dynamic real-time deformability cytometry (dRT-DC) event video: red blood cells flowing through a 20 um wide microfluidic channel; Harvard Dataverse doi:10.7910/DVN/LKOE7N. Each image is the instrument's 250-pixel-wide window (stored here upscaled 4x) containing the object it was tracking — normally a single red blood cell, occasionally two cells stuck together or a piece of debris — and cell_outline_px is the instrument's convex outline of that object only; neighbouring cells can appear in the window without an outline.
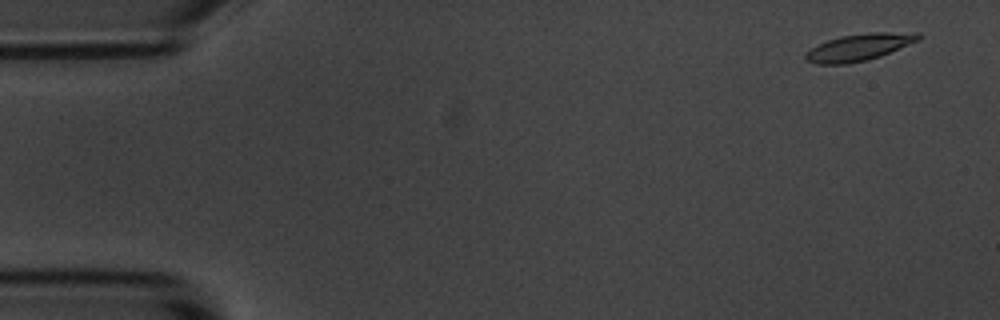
{"species": "common noctule bat (a hibernating species)", "species_latin": "Nyctalus noctula", "temperature_condition": "room temperature", "stored_images_in_passage": 7, "camera_frame_rate_fps": 3000, "um_per_image_px": 0.085, "animal": {"sex": "male", "body_mass_g": 20.1, "forearm_length_mm": 53.5}, "frame": {"image": 1, "passage_image": 1, "time_ms": 0.0, "image_size_px": [1000, 320], "cell_outline_px": [[924, 36], [920, 40], [880, 56], [868, 60], [848, 64], [816, 64], [808, 60], [804, 56], [816, 44], [840, 36], [872, 32], [920, 32]], "centroid_in_image_um": [73.09, 4.0], "position_along_channel_um": 11.9, "area_um2": 17.8}}
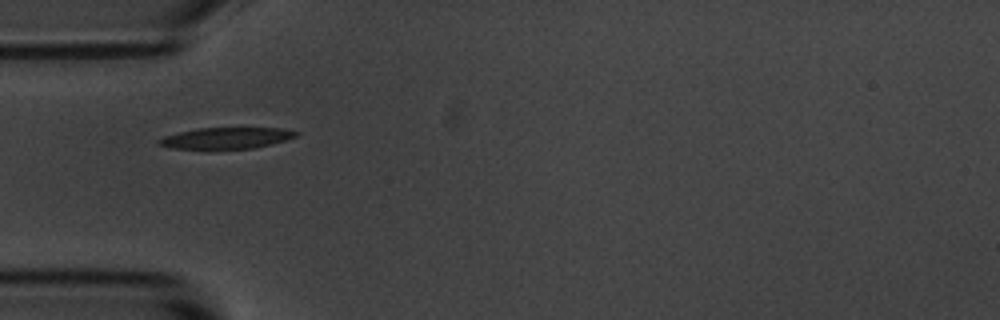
{"frame": {"image": 2, "passage_image": 5, "time_ms": 4.667, "image_size_px": [1000, 320], "cell_outline_px": [[300, 132], [296, 136], [272, 144], [252, 148], [208, 152], [204, 152], [168, 148], [156, 144], [156, 140], [164, 136], [196, 128], [280, 128]], "centroid_in_image_um": [19.09, 11.79], "position_along_channel_um": 65.9, "area_um2": 18.03}}
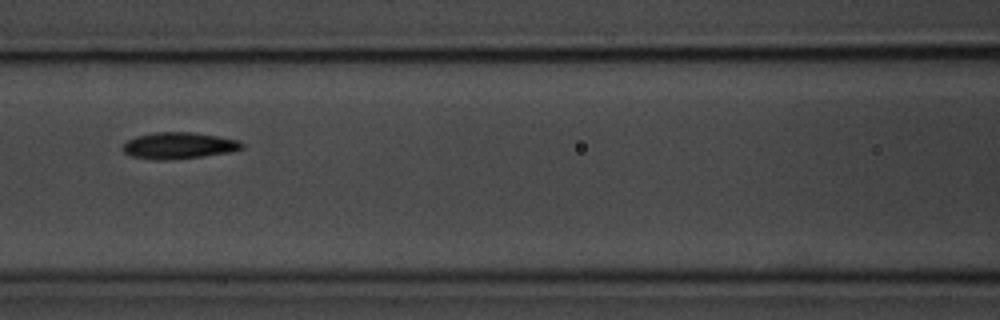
{"frame": {"image": 3, "passage_image": 7, "time_ms": 7.0, "image_size_px": [1000, 320], "cell_outline_px": [[244, 148], [232, 152], [204, 156], [164, 160], [152, 160], [132, 156], [124, 152], [124, 144], [128, 140], [136, 136], [152, 132], [192, 132], [240, 140], [244, 144]], "centroid_in_image_um": [15.23, 12.37], "position_along_channel_um": 151.4, "area_um2": 18.44}}